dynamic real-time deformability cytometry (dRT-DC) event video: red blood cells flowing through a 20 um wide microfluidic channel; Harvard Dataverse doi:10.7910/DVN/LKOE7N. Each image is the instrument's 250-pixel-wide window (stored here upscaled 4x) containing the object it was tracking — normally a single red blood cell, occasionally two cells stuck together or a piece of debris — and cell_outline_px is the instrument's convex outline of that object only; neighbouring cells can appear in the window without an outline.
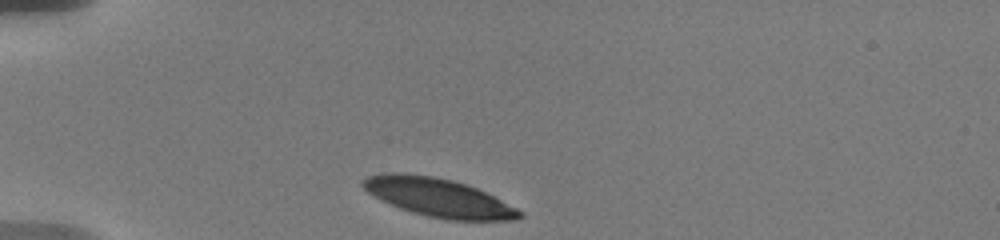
{"species": "human", "species_latin": "Homo sapiens", "temperature_condition": "warm", "stored_images_in_passage": 15, "camera_frame_rate_fps": 3000, "um_per_image_px": 0.085, "donor": {"sex": "male"}, "frame": {"image": 1, "passage_image": 1, "time_ms": 0.0, "image_size_px": [1000, 240], "cell_outline_px": [[524, 216], [512, 220], [448, 220], [428, 216], [412, 212], [400, 208], [380, 200], [368, 192], [360, 184], [360, 180], [368, 176], [384, 172], [400, 172], [432, 176], [452, 180], [476, 188], [524, 212]], "centroid_in_image_um": [37.21, 16.78], "position_along_channel_um": 47.8, "area_um2": 34.91}}
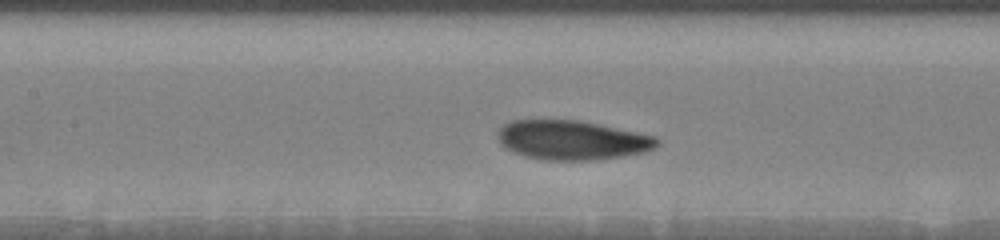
{"frame": {"image": 2, "passage_image": 11, "time_ms": 4.0, "image_size_px": [1000, 240], "cell_outline_px": [[660, 144], [656, 148], [644, 152], [596, 160], [544, 160], [524, 156], [512, 152], [504, 148], [500, 144], [496, 136], [496, 132], [504, 124], [512, 120], [580, 120], [656, 136], [660, 140]], "centroid_in_image_um": [48.6, 11.91], "position_along_channel_um": 158.8, "area_um2": 36.88}}
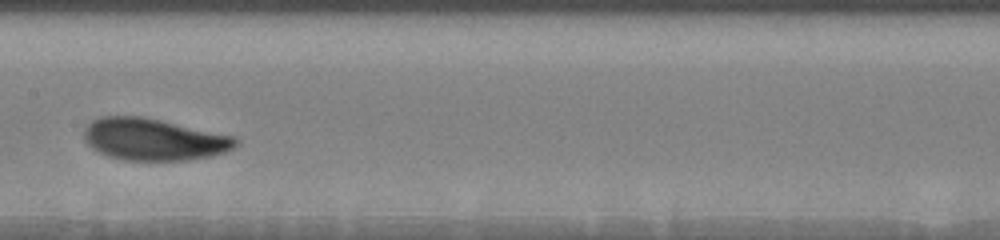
{"frame": {"image": 3, "passage_image": 13, "time_ms": 5.0, "image_size_px": [1000, 240], "cell_outline_px": [[240, 144], [224, 152], [208, 156], [188, 160], [124, 160], [108, 156], [92, 148], [84, 140], [84, 128], [92, 120], [100, 116], [144, 116], [236, 136], [240, 140]], "centroid_in_image_um": [13.08, 11.83], "position_along_channel_um": 194.3, "area_um2": 37.28}}